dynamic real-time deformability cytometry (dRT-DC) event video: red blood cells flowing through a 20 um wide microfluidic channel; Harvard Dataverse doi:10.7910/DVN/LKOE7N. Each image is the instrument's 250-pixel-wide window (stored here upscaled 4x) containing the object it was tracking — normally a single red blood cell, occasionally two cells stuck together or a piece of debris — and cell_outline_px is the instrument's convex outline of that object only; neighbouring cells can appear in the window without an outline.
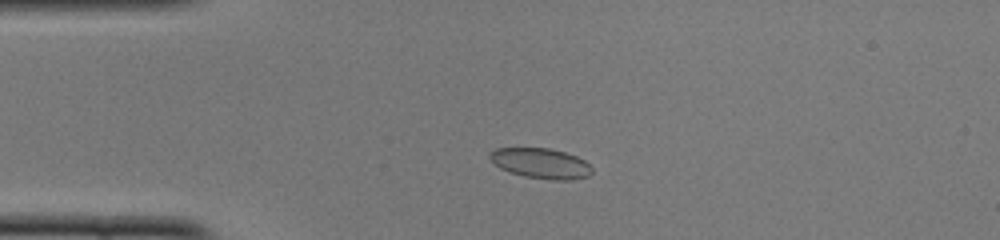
{"species": "common noctule bat (a hibernating species)", "species_latin": "Nyctalus noctula", "temperature_condition": "cold", "stored_images_in_passage": 47, "camera_frame_rate_fps": 3000, "um_per_image_px": 0.085, "animal": {"sex": "female", "body_mass_g": 22.0, "forearm_length_mm": 56.7}, "frame": {"image": 1, "passage_image": 9, "time_ms": 2.667, "image_size_px": [1000, 240], "cell_outline_px": [[592, 172], [588, 176], [572, 180], [552, 180], [524, 176], [500, 168], [488, 156], [496, 148], [548, 148], [564, 152], [576, 156], [584, 160], [592, 168]], "centroid_in_image_um": [46.0, 13.89], "position_along_channel_um": 39.0, "area_um2": 17.8}}
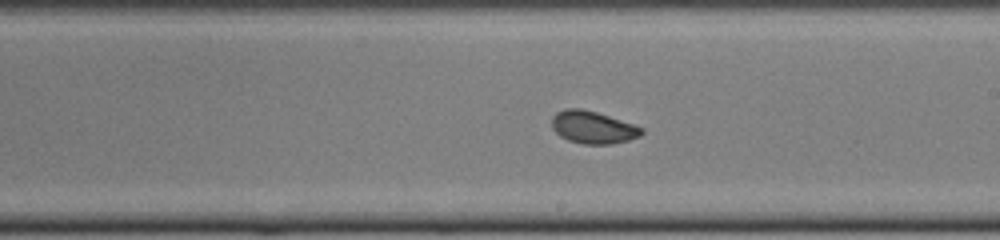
{"frame": {"image": 2, "passage_image": 26, "time_ms": 8.333, "image_size_px": [1000, 240], "cell_outline_px": [[644, 132], [640, 136], [628, 140], [612, 144], [584, 144], [568, 140], [560, 136], [552, 128], [552, 116], [556, 112], [564, 108], [580, 108], [596, 112], [644, 128]], "centroid_in_image_um": [50.38, 10.82], "position_along_channel_um": 238.6, "area_um2": 16.94}}
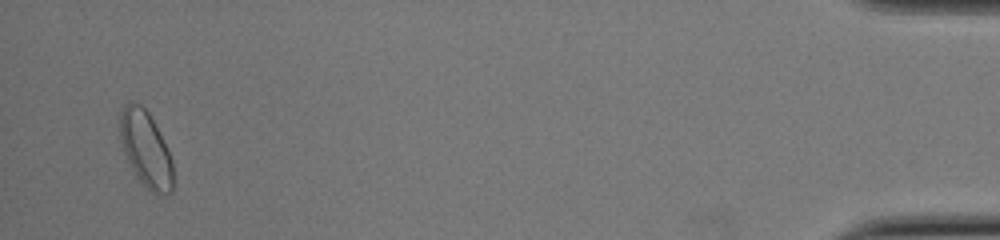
{"frame": {"image": 3, "passage_image": 46, "time_ms": 15.0, "image_size_px": [1000, 240], "cell_outline_px": [[172, 192], [156, 196], [136, 176], [124, 152], [120, 140], [120, 112], [124, 104], [132, 100], [140, 104], [148, 112], [172, 160]], "centroid_in_image_um": [12.36, 12.66], "position_along_channel_um": 422.8, "area_um2": 23.0}, "authors_computed_cell_mechanics": {"area_um2": 17.7446, "velocity_mm_per_s": 3.9809, "shape_relaxation_time_tau1_ms": 4.5801, "shape_relaxation_time_tau2_ms": 0.9663, "deformation_change_tau1": 0.0965, "deformation_change_tau2": 0.0419}}